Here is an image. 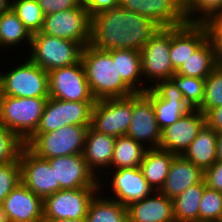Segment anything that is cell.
Segmentation results:
<instances>
[{
  "label": "cell",
  "instance_id": "obj_48",
  "mask_svg": "<svg viewBox=\"0 0 222 222\" xmlns=\"http://www.w3.org/2000/svg\"><path fill=\"white\" fill-rule=\"evenodd\" d=\"M12 0H0V13L11 9Z\"/></svg>",
  "mask_w": 222,
  "mask_h": 222
},
{
  "label": "cell",
  "instance_id": "obj_11",
  "mask_svg": "<svg viewBox=\"0 0 222 222\" xmlns=\"http://www.w3.org/2000/svg\"><path fill=\"white\" fill-rule=\"evenodd\" d=\"M133 95L124 98L96 100L91 127L97 132L114 137L126 135L131 124Z\"/></svg>",
  "mask_w": 222,
  "mask_h": 222
},
{
  "label": "cell",
  "instance_id": "obj_5",
  "mask_svg": "<svg viewBox=\"0 0 222 222\" xmlns=\"http://www.w3.org/2000/svg\"><path fill=\"white\" fill-rule=\"evenodd\" d=\"M88 127L68 125L47 133L33 134L24 145L43 159L82 154Z\"/></svg>",
  "mask_w": 222,
  "mask_h": 222
},
{
  "label": "cell",
  "instance_id": "obj_19",
  "mask_svg": "<svg viewBox=\"0 0 222 222\" xmlns=\"http://www.w3.org/2000/svg\"><path fill=\"white\" fill-rule=\"evenodd\" d=\"M114 170V171H113ZM109 178L111 180V199L127 207L131 203L150 196L155 190L148 184L142 171L137 168L113 169Z\"/></svg>",
  "mask_w": 222,
  "mask_h": 222
},
{
  "label": "cell",
  "instance_id": "obj_31",
  "mask_svg": "<svg viewBox=\"0 0 222 222\" xmlns=\"http://www.w3.org/2000/svg\"><path fill=\"white\" fill-rule=\"evenodd\" d=\"M206 187L205 181L190 186L173 199L176 222H199V204Z\"/></svg>",
  "mask_w": 222,
  "mask_h": 222
},
{
  "label": "cell",
  "instance_id": "obj_13",
  "mask_svg": "<svg viewBox=\"0 0 222 222\" xmlns=\"http://www.w3.org/2000/svg\"><path fill=\"white\" fill-rule=\"evenodd\" d=\"M21 167V182L35 195L44 199L60 190V184H55L54 169L48 159L34 154L24 145L19 154Z\"/></svg>",
  "mask_w": 222,
  "mask_h": 222
},
{
  "label": "cell",
  "instance_id": "obj_9",
  "mask_svg": "<svg viewBox=\"0 0 222 222\" xmlns=\"http://www.w3.org/2000/svg\"><path fill=\"white\" fill-rule=\"evenodd\" d=\"M90 27L91 17L82 3L78 7L46 15L40 33L78 42L85 47L90 44Z\"/></svg>",
  "mask_w": 222,
  "mask_h": 222
},
{
  "label": "cell",
  "instance_id": "obj_27",
  "mask_svg": "<svg viewBox=\"0 0 222 222\" xmlns=\"http://www.w3.org/2000/svg\"><path fill=\"white\" fill-rule=\"evenodd\" d=\"M216 145L217 132L205 124L183 156L205 171L217 161Z\"/></svg>",
  "mask_w": 222,
  "mask_h": 222
},
{
  "label": "cell",
  "instance_id": "obj_32",
  "mask_svg": "<svg viewBox=\"0 0 222 222\" xmlns=\"http://www.w3.org/2000/svg\"><path fill=\"white\" fill-rule=\"evenodd\" d=\"M31 44V34L17 15L11 10L0 13V48ZM11 46V47H10Z\"/></svg>",
  "mask_w": 222,
  "mask_h": 222
},
{
  "label": "cell",
  "instance_id": "obj_12",
  "mask_svg": "<svg viewBox=\"0 0 222 222\" xmlns=\"http://www.w3.org/2000/svg\"><path fill=\"white\" fill-rule=\"evenodd\" d=\"M94 104L95 102H70L49 97L34 134L47 133L68 125L91 126Z\"/></svg>",
  "mask_w": 222,
  "mask_h": 222
},
{
  "label": "cell",
  "instance_id": "obj_22",
  "mask_svg": "<svg viewBox=\"0 0 222 222\" xmlns=\"http://www.w3.org/2000/svg\"><path fill=\"white\" fill-rule=\"evenodd\" d=\"M128 222H176L173 199L159 191L126 207Z\"/></svg>",
  "mask_w": 222,
  "mask_h": 222
},
{
  "label": "cell",
  "instance_id": "obj_42",
  "mask_svg": "<svg viewBox=\"0 0 222 222\" xmlns=\"http://www.w3.org/2000/svg\"><path fill=\"white\" fill-rule=\"evenodd\" d=\"M89 16L118 6V0H82Z\"/></svg>",
  "mask_w": 222,
  "mask_h": 222
},
{
  "label": "cell",
  "instance_id": "obj_14",
  "mask_svg": "<svg viewBox=\"0 0 222 222\" xmlns=\"http://www.w3.org/2000/svg\"><path fill=\"white\" fill-rule=\"evenodd\" d=\"M144 93L152 100L161 131L192 110L181 91L170 80L160 81Z\"/></svg>",
  "mask_w": 222,
  "mask_h": 222
},
{
  "label": "cell",
  "instance_id": "obj_49",
  "mask_svg": "<svg viewBox=\"0 0 222 222\" xmlns=\"http://www.w3.org/2000/svg\"><path fill=\"white\" fill-rule=\"evenodd\" d=\"M0 222H10L5 210L0 206Z\"/></svg>",
  "mask_w": 222,
  "mask_h": 222
},
{
  "label": "cell",
  "instance_id": "obj_43",
  "mask_svg": "<svg viewBox=\"0 0 222 222\" xmlns=\"http://www.w3.org/2000/svg\"><path fill=\"white\" fill-rule=\"evenodd\" d=\"M208 29V38L210 41H222V14L210 17L204 23Z\"/></svg>",
  "mask_w": 222,
  "mask_h": 222
},
{
  "label": "cell",
  "instance_id": "obj_40",
  "mask_svg": "<svg viewBox=\"0 0 222 222\" xmlns=\"http://www.w3.org/2000/svg\"><path fill=\"white\" fill-rule=\"evenodd\" d=\"M44 15L64 11L78 7L82 4V0H37Z\"/></svg>",
  "mask_w": 222,
  "mask_h": 222
},
{
  "label": "cell",
  "instance_id": "obj_25",
  "mask_svg": "<svg viewBox=\"0 0 222 222\" xmlns=\"http://www.w3.org/2000/svg\"><path fill=\"white\" fill-rule=\"evenodd\" d=\"M107 52L113 59H117L118 74L135 93H144L148 90L147 80L144 83L142 80L141 54L139 51L114 49Z\"/></svg>",
  "mask_w": 222,
  "mask_h": 222
},
{
  "label": "cell",
  "instance_id": "obj_35",
  "mask_svg": "<svg viewBox=\"0 0 222 222\" xmlns=\"http://www.w3.org/2000/svg\"><path fill=\"white\" fill-rule=\"evenodd\" d=\"M169 80L181 91L192 109H197L204 98L205 79L174 74Z\"/></svg>",
  "mask_w": 222,
  "mask_h": 222
},
{
  "label": "cell",
  "instance_id": "obj_18",
  "mask_svg": "<svg viewBox=\"0 0 222 222\" xmlns=\"http://www.w3.org/2000/svg\"><path fill=\"white\" fill-rule=\"evenodd\" d=\"M54 169L55 184L61 189L100 187V180L89 169L83 154L59 156L48 159Z\"/></svg>",
  "mask_w": 222,
  "mask_h": 222
},
{
  "label": "cell",
  "instance_id": "obj_36",
  "mask_svg": "<svg viewBox=\"0 0 222 222\" xmlns=\"http://www.w3.org/2000/svg\"><path fill=\"white\" fill-rule=\"evenodd\" d=\"M219 106H222V68L216 67L205 79L204 98L197 109L205 115Z\"/></svg>",
  "mask_w": 222,
  "mask_h": 222
},
{
  "label": "cell",
  "instance_id": "obj_44",
  "mask_svg": "<svg viewBox=\"0 0 222 222\" xmlns=\"http://www.w3.org/2000/svg\"><path fill=\"white\" fill-rule=\"evenodd\" d=\"M205 124L217 133H222V106L210 109L205 114Z\"/></svg>",
  "mask_w": 222,
  "mask_h": 222
},
{
  "label": "cell",
  "instance_id": "obj_15",
  "mask_svg": "<svg viewBox=\"0 0 222 222\" xmlns=\"http://www.w3.org/2000/svg\"><path fill=\"white\" fill-rule=\"evenodd\" d=\"M126 135L144 146L148 145V149L159 148L161 130L156 121L152 100L145 93L133 94L131 124Z\"/></svg>",
  "mask_w": 222,
  "mask_h": 222
},
{
  "label": "cell",
  "instance_id": "obj_46",
  "mask_svg": "<svg viewBox=\"0 0 222 222\" xmlns=\"http://www.w3.org/2000/svg\"><path fill=\"white\" fill-rule=\"evenodd\" d=\"M217 160L222 161V133H217Z\"/></svg>",
  "mask_w": 222,
  "mask_h": 222
},
{
  "label": "cell",
  "instance_id": "obj_28",
  "mask_svg": "<svg viewBox=\"0 0 222 222\" xmlns=\"http://www.w3.org/2000/svg\"><path fill=\"white\" fill-rule=\"evenodd\" d=\"M147 149V146H144L127 135L116 137L109 169L110 172L113 168L140 167Z\"/></svg>",
  "mask_w": 222,
  "mask_h": 222
},
{
  "label": "cell",
  "instance_id": "obj_3",
  "mask_svg": "<svg viewBox=\"0 0 222 222\" xmlns=\"http://www.w3.org/2000/svg\"><path fill=\"white\" fill-rule=\"evenodd\" d=\"M47 99L1 96L0 124L25 143L35 133Z\"/></svg>",
  "mask_w": 222,
  "mask_h": 222
},
{
  "label": "cell",
  "instance_id": "obj_37",
  "mask_svg": "<svg viewBox=\"0 0 222 222\" xmlns=\"http://www.w3.org/2000/svg\"><path fill=\"white\" fill-rule=\"evenodd\" d=\"M222 218V193L207 186L199 204V222H220Z\"/></svg>",
  "mask_w": 222,
  "mask_h": 222
},
{
  "label": "cell",
  "instance_id": "obj_47",
  "mask_svg": "<svg viewBox=\"0 0 222 222\" xmlns=\"http://www.w3.org/2000/svg\"><path fill=\"white\" fill-rule=\"evenodd\" d=\"M42 222H86L85 219H43Z\"/></svg>",
  "mask_w": 222,
  "mask_h": 222
},
{
  "label": "cell",
  "instance_id": "obj_26",
  "mask_svg": "<svg viewBox=\"0 0 222 222\" xmlns=\"http://www.w3.org/2000/svg\"><path fill=\"white\" fill-rule=\"evenodd\" d=\"M174 157L175 154L161 148L146 150L139 168L155 191H159L164 185Z\"/></svg>",
  "mask_w": 222,
  "mask_h": 222
},
{
  "label": "cell",
  "instance_id": "obj_38",
  "mask_svg": "<svg viewBox=\"0 0 222 222\" xmlns=\"http://www.w3.org/2000/svg\"><path fill=\"white\" fill-rule=\"evenodd\" d=\"M23 146L16 135L0 124V164L16 161Z\"/></svg>",
  "mask_w": 222,
  "mask_h": 222
},
{
  "label": "cell",
  "instance_id": "obj_45",
  "mask_svg": "<svg viewBox=\"0 0 222 222\" xmlns=\"http://www.w3.org/2000/svg\"><path fill=\"white\" fill-rule=\"evenodd\" d=\"M214 48L216 67L222 68V41H211Z\"/></svg>",
  "mask_w": 222,
  "mask_h": 222
},
{
  "label": "cell",
  "instance_id": "obj_8",
  "mask_svg": "<svg viewBox=\"0 0 222 222\" xmlns=\"http://www.w3.org/2000/svg\"><path fill=\"white\" fill-rule=\"evenodd\" d=\"M100 187L61 189L43 199V219H85L91 199Z\"/></svg>",
  "mask_w": 222,
  "mask_h": 222
},
{
  "label": "cell",
  "instance_id": "obj_29",
  "mask_svg": "<svg viewBox=\"0 0 222 222\" xmlns=\"http://www.w3.org/2000/svg\"><path fill=\"white\" fill-rule=\"evenodd\" d=\"M215 68L214 48L207 38L175 74L206 79Z\"/></svg>",
  "mask_w": 222,
  "mask_h": 222
},
{
  "label": "cell",
  "instance_id": "obj_34",
  "mask_svg": "<svg viewBox=\"0 0 222 222\" xmlns=\"http://www.w3.org/2000/svg\"><path fill=\"white\" fill-rule=\"evenodd\" d=\"M221 12L222 0H184V15L189 23H205Z\"/></svg>",
  "mask_w": 222,
  "mask_h": 222
},
{
  "label": "cell",
  "instance_id": "obj_41",
  "mask_svg": "<svg viewBox=\"0 0 222 222\" xmlns=\"http://www.w3.org/2000/svg\"><path fill=\"white\" fill-rule=\"evenodd\" d=\"M204 181L208 188L222 193V161H215L204 171Z\"/></svg>",
  "mask_w": 222,
  "mask_h": 222
},
{
  "label": "cell",
  "instance_id": "obj_33",
  "mask_svg": "<svg viewBox=\"0 0 222 222\" xmlns=\"http://www.w3.org/2000/svg\"><path fill=\"white\" fill-rule=\"evenodd\" d=\"M11 10L31 35L41 31L45 15L37 0H12Z\"/></svg>",
  "mask_w": 222,
  "mask_h": 222
},
{
  "label": "cell",
  "instance_id": "obj_20",
  "mask_svg": "<svg viewBox=\"0 0 222 222\" xmlns=\"http://www.w3.org/2000/svg\"><path fill=\"white\" fill-rule=\"evenodd\" d=\"M10 222H42L43 199L20 182L2 201Z\"/></svg>",
  "mask_w": 222,
  "mask_h": 222
},
{
  "label": "cell",
  "instance_id": "obj_50",
  "mask_svg": "<svg viewBox=\"0 0 222 222\" xmlns=\"http://www.w3.org/2000/svg\"><path fill=\"white\" fill-rule=\"evenodd\" d=\"M0 98H1V75H0Z\"/></svg>",
  "mask_w": 222,
  "mask_h": 222
},
{
  "label": "cell",
  "instance_id": "obj_39",
  "mask_svg": "<svg viewBox=\"0 0 222 222\" xmlns=\"http://www.w3.org/2000/svg\"><path fill=\"white\" fill-rule=\"evenodd\" d=\"M21 182L19 160L0 164V206L5 197Z\"/></svg>",
  "mask_w": 222,
  "mask_h": 222
},
{
  "label": "cell",
  "instance_id": "obj_17",
  "mask_svg": "<svg viewBox=\"0 0 222 222\" xmlns=\"http://www.w3.org/2000/svg\"><path fill=\"white\" fill-rule=\"evenodd\" d=\"M205 125V115L192 109L161 131L159 148L175 155H183Z\"/></svg>",
  "mask_w": 222,
  "mask_h": 222
},
{
  "label": "cell",
  "instance_id": "obj_10",
  "mask_svg": "<svg viewBox=\"0 0 222 222\" xmlns=\"http://www.w3.org/2000/svg\"><path fill=\"white\" fill-rule=\"evenodd\" d=\"M49 97L70 102H96L82 61L48 72Z\"/></svg>",
  "mask_w": 222,
  "mask_h": 222
},
{
  "label": "cell",
  "instance_id": "obj_7",
  "mask_svg": "<svg viewBox=\"0 0 222 222\" xmlns=\"http://www.w3.org/2000/svg\"><path fill=\"white\" fill-rule=\"evenodd\" d=\"M171 27H160L140 50L142 76L148 80V89L158 82L169 80L175 74L170 61Z\"/></svg>",
  "mask_w": 222,
  "mask_h": 222
},
{
  "label": "cell",
  "instance_id": "obj_2",
  "mask_svg": "<svg viewBox=\"0 0 222 222\" xmlns=\"http://www.w3.org/2000/svg\"><path fill=\"white\" fill-rule=\"evenodd\" d=\"M81 61L93 97L96 100L129 97L135 92L118 74L117 59L91 45L83 48Z\"/></svg>",
  "mask_w": 222,
  "mask_h": 222
},
{
  "label": "cell",
  "instance_id": "obj_24",
  "mask_svg": "<svg viewBox=\"0 0 222 222\" xmlns=\"http://www.w3.org/2000/svg\"><path fill=\"white\" fill-rule=\"evenodd\" d=\"M115 139L114 136L97 132L91 126L88 127L82 154L89 169L96 177H99V173L101 174L99 178L101 181L103 171L110 169Z\"/></svg>",
  "mask_w": 222,
  "mask_h": 222
},
{
  "label": "cell",
  "instance_id": "obj_4",
  "mask_svg": "<svg viewBox=\"0 0 222 222\" xmlns=\"http://www.w3.org/2000/svg\"><path fill=\"white\" fill-rule=\"evenodd\" d=\"M30 46L28 58L46 72L79 63L84 48L78 42L40 32L31 35Z\"/></svg>",
  "mask_w": 222,
  "mask_h": 222
},
{
  "label": "cell",
  "instance_id": "obj_6",
  "mask_svg": "<svg viewBox=\"0 0 222 222\" xmlns=\"http://www.w3.org/2000/svg\"><path fill=\"white\" fill-rule=\"evenodd\" d=\"M26 58L10 71L0 72L1 96L49 98L48 72Z\"/></svg>",
  "mask_w": 222,
  "mask_h": 222
},
{
  "label": "cell",
  "instance_id": "obj_16",
  "mask_svg": "<svg viewBox=\"0 0 222 222\" xmlns=\"http://www.w3.org/2000/svg\"><path fill=\"white\" fill-rule=\"evenodd\" d=\"M118 6L151 19L159 27L187 23L182 0H118Z\"/></svg>",
  "mask_w": 222,
  "mask_h": 222
},
{
  "label": "cell",
  "instance_id": "obj_21",
  "mask_svg": "<svg viewBox=\"0 0 222 222\" xmlns=\"http://www.w3.org/2000/svg\"><path fill=\"white\" fill-rule=\"evenodd\" d=\"M208 38L204 23H189L171 27L170 61L177 71L197 48Z\"/></svg>",
  "mask_w": 222,
  "mask_h": 222
},
{
  "label": "cell",
  "instance_id": "obj_30",
  "mask_svg": "<svg viewBox=\"0 0 222 222\" xmlns=\"http://www.w3.org/2000/svg\"><path fill=\"white\" fill-rule=\"evenodd\" d=\"M100 192L89 203L86 222H128L126 207Z\"/></svg>",
  "mask_w": 222,
  "mask_h": 222
},
{
  "label": "cell",
  "instance_id": "obj_23",
  "mask_svg": "<svg viewBox=\"0 0 222 222\" xmlns=\"http://www.w3.org/2000/svg\"><path fill=\"white\" fill-rule=\"evenodd\" d=\"M204 180V171L191 163L183 155H175L172 160L164 185L160 193L170 199H174L190 186Z\"/></svg>",
  "mask_w": 222,
  "mask_h": 222
},
{
  "label": "cell",
  "instance_id": "obj_1",
  "mask_svg": "<svg viewBox=\"0 0 222 222\" xmlns=\"http://www.w3.org/2000/svg\"><path fill=\"white\" fill-rule=\"evenodd\" d=\"M159 28L151 19L117 6L91 16L89 45L102 51L140 52Z\"/></svg>",
  "mask_w": 222,
  "mask_h": 222
}]
</instances>
